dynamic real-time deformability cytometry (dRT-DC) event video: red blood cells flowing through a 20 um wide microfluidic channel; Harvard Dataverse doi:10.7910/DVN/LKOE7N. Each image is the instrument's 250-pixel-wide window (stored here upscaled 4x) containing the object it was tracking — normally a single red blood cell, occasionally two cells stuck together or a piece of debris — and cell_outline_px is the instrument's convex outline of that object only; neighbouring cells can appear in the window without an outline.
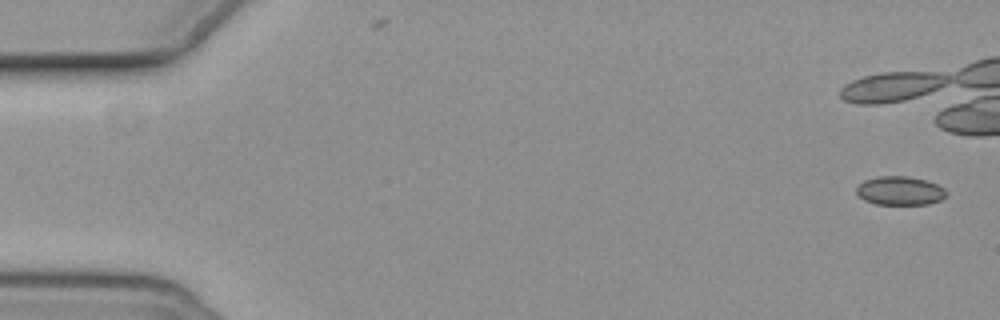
{"species": "common noctule bat (a hibernating species)", "species_latin": "Nyctalus noctula", "temperature_condition": "cold", "stored_images_in_passage": 4, "camera_frame_rate_fps": 3000, "um_per_image_px": 0.085, "animal": {"sex": "female", "body_mass_g": 19.3, "forearm_length_mm": 54.1}, "frame": {"image": 1, "passage_image": 1, "time_ms": 0.0, "image_size_px": [1000, 320], "cell_outline_px": [[948, 192], [940, 200], [928, 204], [876, 204], [864, 200], [856, 192], [856, 188], [864, 180], [876, 176], [908, 176], [928, 180], [944, 188]], "centroid_in_image_um": [76.5, 16.2], "position_along_channel_um": 8.5, "area_um2": 15.09}}